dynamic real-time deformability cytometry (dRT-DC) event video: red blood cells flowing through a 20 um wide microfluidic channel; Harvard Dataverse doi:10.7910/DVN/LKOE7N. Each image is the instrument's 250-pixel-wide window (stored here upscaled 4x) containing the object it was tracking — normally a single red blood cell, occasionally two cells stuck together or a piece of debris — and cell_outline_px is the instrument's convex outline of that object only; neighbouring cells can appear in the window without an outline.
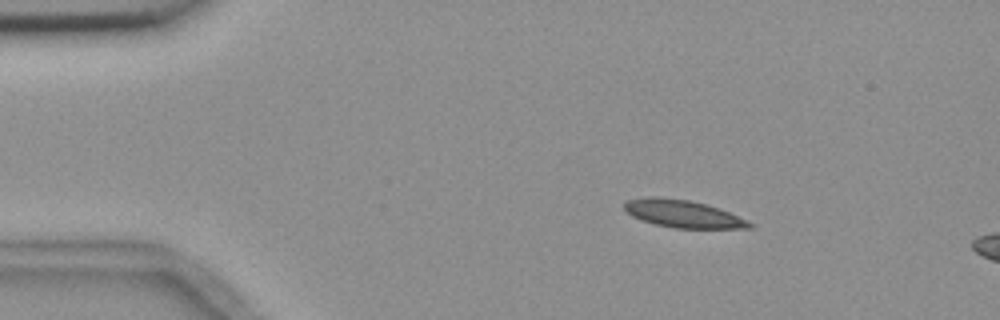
{"species": "common noctule bat (a hibernating species)", "species_latin": "Nyctalus noctula", "temperature_condition": "room temperature", "stored_images_in_passage": 4, "segment_of_instrument_passage": [1, 2], "camera_frame_rate_fps": 3000, "um_per_image_px": 0.085, "animal": {"sex": "female", "body_mass_g": 18.4}, "frame": {"image": 1, "passage_image": 1, "time_ms": 0.0, "image_size_px": [1000, 320], "cell_outline_px": [[756, 224], [752, 228], [676, 228], [656, 224], [632, 216], [624, 208], [624, 204], [628, 200], [652, 196], [656, 196], [688, 200], [720, 208]], "centroid_in_image_um": [58.1, 18.17], "position_along_channel_um": 26.9, "area_um2": 19.83}}